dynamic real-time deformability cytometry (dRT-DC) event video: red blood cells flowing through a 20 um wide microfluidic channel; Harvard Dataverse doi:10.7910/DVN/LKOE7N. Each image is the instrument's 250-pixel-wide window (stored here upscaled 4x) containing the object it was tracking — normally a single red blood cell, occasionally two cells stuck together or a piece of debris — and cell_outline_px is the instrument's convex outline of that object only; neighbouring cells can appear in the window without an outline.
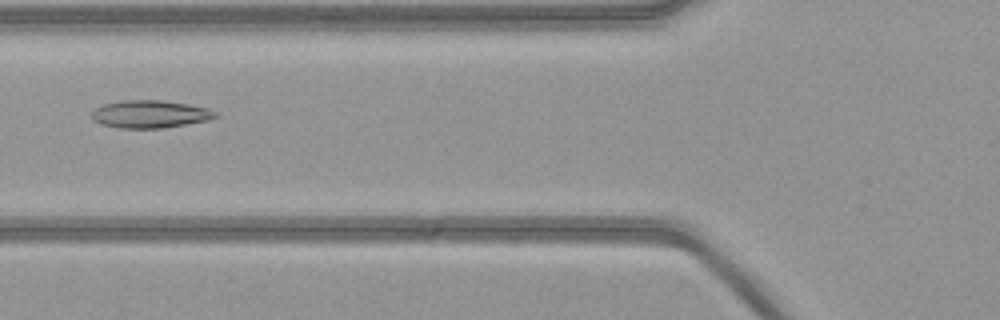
{"species": "common noctule bat (a hibernating species)", "species_latin": "Nyctalus noctula", "temperature_condition": "warm", "stored_images_in_passage": 53, "camera_frame_rate_fps": 3000, "um_per_image_px": 0.085, "animal": {"sex": "female", "body_mass_g": 21.9}, "frame": {"image": 1, "passage_image": 20, "time_ms": 6.333, "image_size_px": [1000, 320], "cell_outline_px": [[220, 116], [208, 120], [164, 128], [120, 128], [100, 124], [92, 120], [92, 112], [96, 108], [104, 104], [124, 100], [160, 100], [188, 104], [208, 108], [216, 112]], "centroid_in_image_um": [12.76, 9.7], "position_along_channel_um": 113.0, "area_um2": 19.94}}
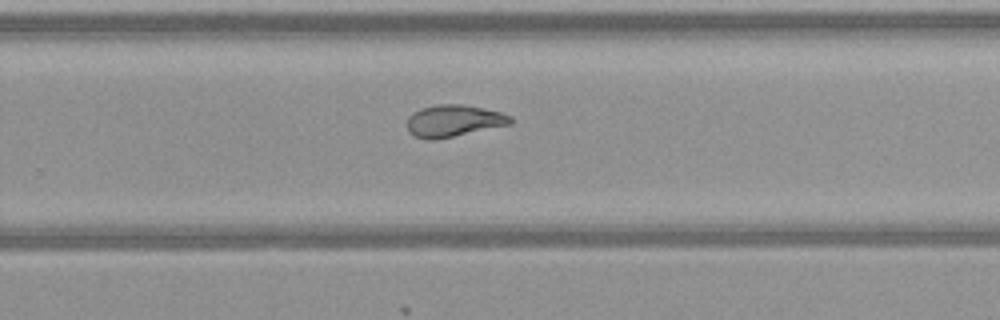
{"frame": {"image": 2, "passage_image": 34, "time_ms": 11.0, "image_size_px": [1000, 320], "cell_outline_px": [[512, 124], [432, 140], [428, 140], [416, 136], [408, 132], [408, 116], [412, 112], [420, 108], [436, 104], [464, 104], [500, 112], [512, 116]], "centroid_in_image_um": [38.55, 10.25], "position_along_channel_um": 291.3, "area_um2": 19.13}}
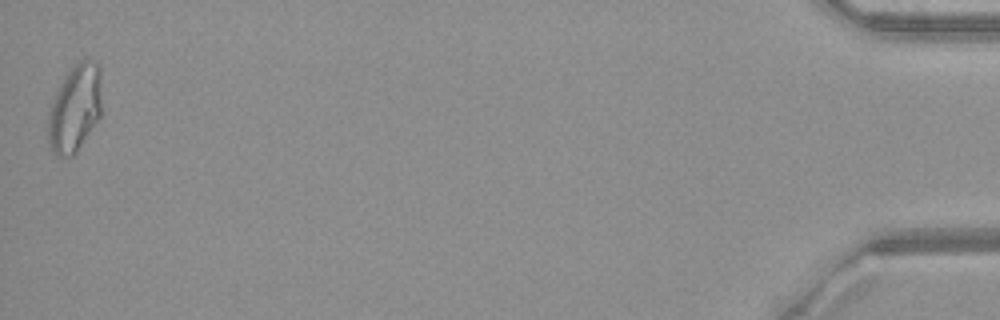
{"frame": {"image": 3, "passage_image": 53, "time_ms": 17.333, "image_size_px": [1000, 320], "cell_outline_px": [[100, 116], [76, 152], [72, 156], [56, 156], [52, 152], [48, 144], [48, 116], [52, 100], [60, 84], [68, 72], [80, 60], [96, 60], [100, 64]], "centroid_in_image_um": [6.35, 9.21], "position_along_channel_um": 428.9, "area_um2": 27.05}}